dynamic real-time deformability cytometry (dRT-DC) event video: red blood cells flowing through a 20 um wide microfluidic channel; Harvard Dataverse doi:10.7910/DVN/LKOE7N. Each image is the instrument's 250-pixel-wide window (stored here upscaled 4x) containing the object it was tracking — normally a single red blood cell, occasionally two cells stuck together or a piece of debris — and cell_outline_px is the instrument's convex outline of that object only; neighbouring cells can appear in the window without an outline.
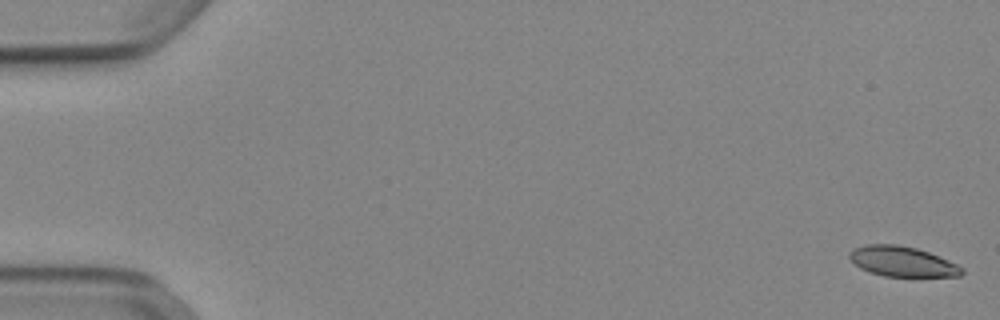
{"species": "Egyptian fruit bat (a non-hibernating species)", "species_latin": "Rousettus aegyptiacus", "temperature_condition": "cold", "stored_images_in_passage": 53, "camera_frame_rate_fps": 3000, "um_per_image_px": 0.085, "animal": {"sex": "female"}, "frame": {"image": 1, "passage_image": 1, "time_ms": 0.0, "image_size_px": [1000, 320], "cell_outline_px": [[964, 272], [960, 276], [884, 276], [860, 268], [848, 256], [848, 252], [856, 248], [868, 244], [896, 244], [916, 248], [928, 252], [956, 264], [964, 268]], "centroid_in_image_um": [76.69, 22.22], "position_along_channel_um": 8.3, "area_um2": 19.42}}
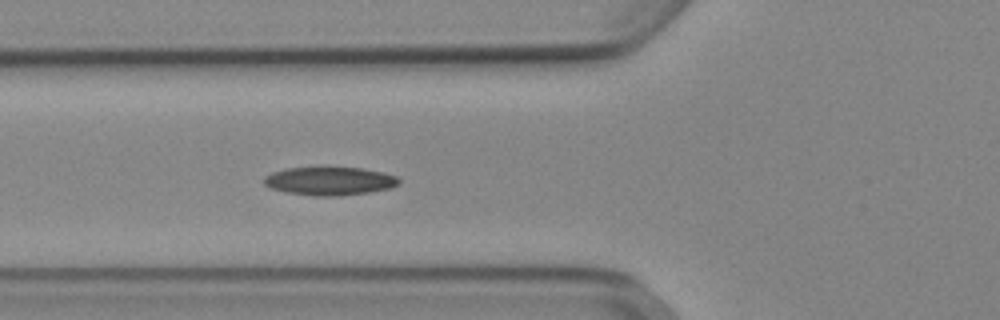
{"frame": {"image": 2, "passage_image": 20, "time_ms": 6.333, "image_size_px": [1000, 320], "cell_outline_px": [[400, 184], [388, 188], [368, 192], [340, 196], [316, 196], [288, 192], [272, 188], [264, 184], [264, 176], [272, 172], [284, 168], [316, 164], [328, 164], [364, 168], [384, 172], [396, 176], [400, 180]], "centroid_in_image_um": [28.0, 15.31], "position_along_channel_um": 97.8, "area_um2": 23.41}}
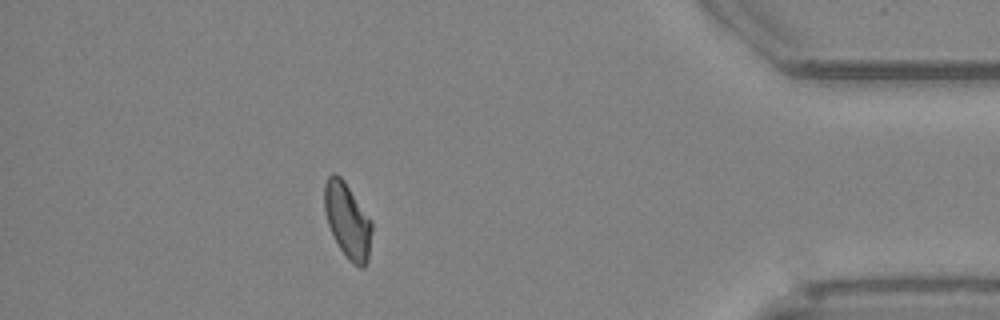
{"frame": {"image": 3, "passage_image": 47, "time_ms": 15.333, "image_size_px": [1000, 320], "cell_outline_px": [[372, 232], [368, 260], [364, 268], [360, 268], [352, 264], [348, 260], [340, 248], [328, 224], [324, 212], [324, 184], [328, 176], [332, 172], [336, 172], [344, 180], [372, 220]], "centroid_in_image_um": [29.54, 18.74], "position_along_channel_um": 405.7, "area_um2": 21.04}, "authors_computed_cell_mechanics": {"area_um2": 21.0392, "velocity_mm_per_s": 3.9009, "shape_relaxation_time_tau1_ms": null, "shape_relaxation_time_tau2_ms": 5.4966, "deformation_change_tau1": null, "deformation_change_tau2": 0.1102}}